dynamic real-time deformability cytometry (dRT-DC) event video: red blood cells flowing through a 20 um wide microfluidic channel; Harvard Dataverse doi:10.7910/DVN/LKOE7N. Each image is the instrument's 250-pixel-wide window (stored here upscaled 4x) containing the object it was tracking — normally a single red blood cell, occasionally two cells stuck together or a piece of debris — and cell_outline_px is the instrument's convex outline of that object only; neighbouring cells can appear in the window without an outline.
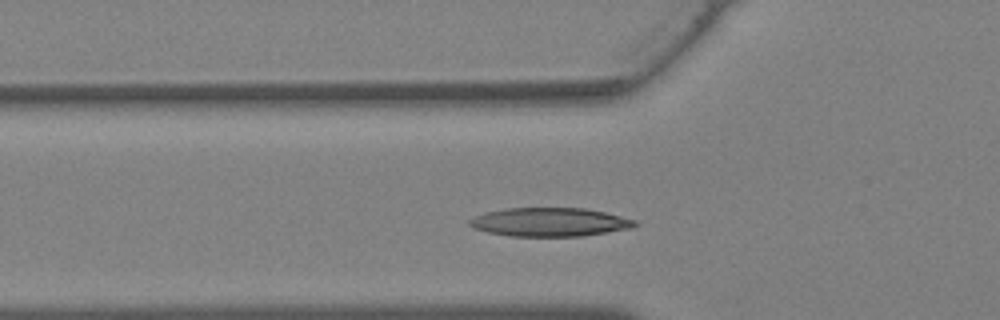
{"species": "Egyptian fruit bat (a non-hibernating species)", "species_latin": "Rousettus aegyptiacus", "temperature_condition": "warm", "stored_images_in_passage": 22, "camera_frame_rate_fps": 3000, "um_per_image_px": 0.085, "animal": {"sex": "female"}, "frame": {"image": 1, "passage_image": 3, "time_ms": 0.667, "image_size_px": [1000, 320], "cell_outline_px": [[640, 224], [632, 228], [580, 236], [512, 236], [488, 232], [476, 228], [468, 224], [468, 220], [476, 216], [488, 212], [504, 208], [584, 208], [604, 212], [636, 220]], "centroid_in_image_um": [46.76, 18.87], "position_along_channel_um": 79.0, "area_um2": 27.4}}
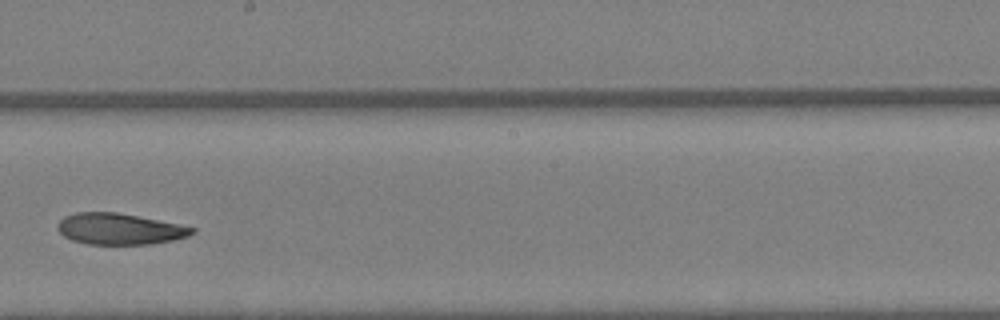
{"frame": {"image": 2, "passage_image": 12, "time_ms": 3.667, "image_size_px": [1000, 320], "cell_outline_px": [[196, 232], [188, 236], [172, 240], [148, 244], [88, 244], [72, 240], [64, 236], [60, 232], [60, 220], [64, 216], [76, 212], [116, 212], [196, 228]], "centroid_in_image_um": [10.16, 19.46], "position_along_channel_um": 238.0, "area_um2": 23.99}}
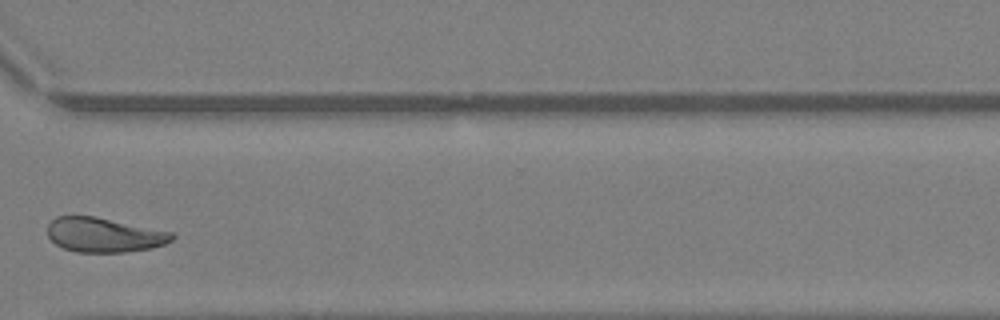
{"frame": {"image": 3, "passage_image": 19, "time_ms": 6.0, "image_size_px": [1000, 320], "cell_outline_px": [[176, 236], [172, 240], [164, 244], [152, 248], [124, 252], [76, 252], [64, 248], [56, 244], [48, 236], [48, 224], [56, 216], [96, 216], [172, 232]], "centroid_in_image_um": [8.85, 19.96], "position_along_channel_um": 361.7, "area_um2": 25.03}}